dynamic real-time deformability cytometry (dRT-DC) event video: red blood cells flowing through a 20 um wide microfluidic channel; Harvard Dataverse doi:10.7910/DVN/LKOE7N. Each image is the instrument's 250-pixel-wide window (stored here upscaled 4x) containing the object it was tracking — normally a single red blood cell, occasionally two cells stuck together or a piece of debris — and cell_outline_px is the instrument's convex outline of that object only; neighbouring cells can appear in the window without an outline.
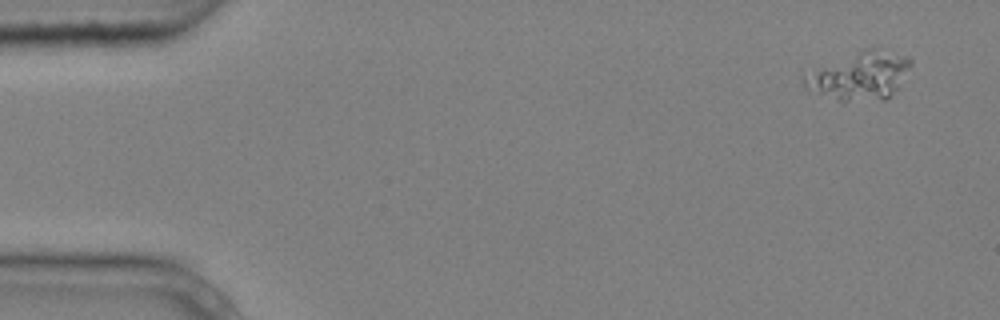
{"species": "common noctule bat (a hibernating species)", "species_latin": "Nyctalus noctula", "temperature_condition": "cold", "stored_images_in_passage": 9, "camera_frame_rate_fps": 3000, "um_per_image_px": 0.085, "animal": {"sex": "male", "body_mass_g": 20.4}, "frame": {"image": 1, "passage_image": 1, "time_ms": 0.0, "image_size_px": [1000, 320], "cell_outline_px": [[912, 64], [896, 88], [884, 100], [840, 100], [804, 88], [804, 76], [864, 48], [872, 48], [908, 56], [912, 60]], "centroid_in_image_um": [73.13, 6.44], "position_along_channel_um": 11.9, "area_um2": 28.32}}
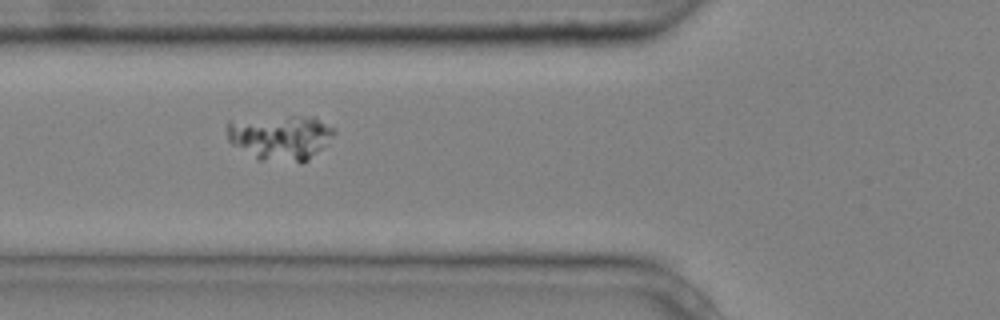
{"frame": {"image": 2, "passage_image": 6, "time_ms": 1.667, "image_size_px": [1000, 320], "cell_outline_px": [[336, 132], [328, 144], [308, 160], [260, 160], [232, 144], [228, 140], [228, 120], [292, 116], [316, 116], [332, 128]], "centroid_in_image_um": [23.85, 11.64], "position_along_channel_um": 101.9, "area_um2": 27.74}}